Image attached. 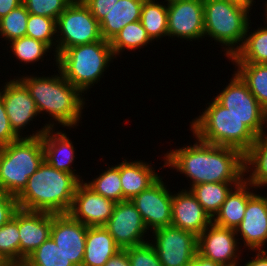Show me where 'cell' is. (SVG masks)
I'll list each match as a JSON object with an SVG mask.
<instances>
[{
    "instance_id": "cell-50",
    "label": "cell",
    "mask_w": 267,
    "mask_h": 266,
    "mask_svg": "<svg viewBox=\"0 0 267 266\" xmlns=\"http://www.w3.org/2000/svg\"><path fill=\"white\" fill-rule=\"evenodd\" d=\"M265 5H266V8H265V12H266V13H265V14H266V16H265V17H266V21H265V22H267V2H266V4H265ZM265 24H267V23H265Z\"/></svg>"
},
{
    "instance_id": "cell-32",
    "label": "cell",
    "mask_w": 267,
    "mask_h": 266,
    "mask_svg": "<svg viewBox=\"0 0 267 266\" xmlns=\"http://www.w3.org/2000/svg\"><path fill=\"white\" fill-rule=\"evenodd\" d=\"M85 183L95 192L115 203L124 201L120 164L108 167L99 177Z\"/></svg>"
},
{
    "instance_id": "cell-43",
    "label": "cell",
    "mask_w": 267,
    "mask_h": 266,
    "mask_svg": "<svg viewBox=\"0 0 267 266\" xmlns=\"http://www.w3.org/2000/svg\"><path fill=\"white\" fill-rule=\"evenodd\" d=\"M104 266H130L127 252L125 250L118 251Z\"/></svg>"
},
{
    "instance_id": "cell-11",
    "label": "cell",
    "mask_w": 267,
    "mask_h": 266,
    "mask_svg": "<svg viewBox=\"0 0 267 266\" xmlns=\"http://www.w3.org/2000/svg\"><path fill=\"white\" fill-rule=\"evenodd\" d=\"M168 190L162 177H159L152 185L131 200L148 230L154 231L171 226L173 195Z\"/></svg>"
},
{
    "instance_id": "cell-38",
    "label": "cell",
    "mask_w": 267,
    "mask_h": 266,
    "mask_svg": "<svg viewBox=\"0 0 267 266\" xmlns=\"http://www.w3.org/2000/svg\"><path fill=\"white\" fill-rule=\"evenodd\" d=\"M74 0H22L29 14L53 18L57 21L60 14Z\"/></svg>"
},
{
    "instance_id": "cell-3",
    "label": "cell",
    "mask_w": 267,
    "mask_h": 266,
    "mask_svg": "<svg viewBox=\"0 0 267 266\" xmlns=\"http://www.w3.org/2000/svg\"><path fill=\"white\" fill-rule=\"evenodd\" d=\"M51 77L22 76L18 78L35 101L38 113L49 114L63 127L78 126L85 101L82 92L63 77L58 70Z\"/></svg>"
},
{
    "instance_id": "cell-30",
    "label": "cell",
    "mask_w": 267,
    "mask_h": 266,
    "mask_svg": "<svg viewBox=\"0 0 267 266\" xmlns=\"http://www.w3.org/2000/svg\"><path fill=\"white\" fill-rule=\"evenodd\" d=\"M140 22L152 41L168 36L167 3L165 6L157 0H144Z\"/></svg>"
},
{
    "instance_id": "cell-5",
    "label": "cell",
    "mask_w": 267,
    "mask_h": 266,
    "mask_svg": "<svg viewBox=\"0 0 267 266\" xmlns=\"http://www.w3.org/2000/svg\"><path fill=\"white\" fill-rule=\"evenodd\" d=\"M205 111L192 120L193 136L203 142L239 149L243 154L251 147L256 135L229 109L215 99Z\"/></svg>"
},
{
    "instance_id": "cell-36",
    "label": "cell",
    "mask_w": 267,
    "mask_h": 266,
    "mask_svg": "<svg viewBox=\"0 0 267 266\" xmlns=\"http://www.w3.org/2000/svg\"><path fill=\"white\" fill-rule=\"evenodd\" d=\"M57 34L56 20L40 15L29 14L27 20L26 36L35 40L46 43L50 48L55 46V58L56 57V44L53 40ZM55 35V36H54Z\"/></svg>"
},
{
    "instance_id": "cell-23",
    "label": "cell",
    "mask_w": 267,
    "mask_h": 266,
    "mask_svg": "<svg viewBox=\"0 0 267 266\" xmlns=\"http://www.w3.org/2000/svg\"><path fill=\"white\" fill-rule=\"evenodd\" d=\"M250 188L255 187L249 185L245 180L235 186L227 195L220 210L212 218V222L218 226L235 230L243 220L248 198L253 193Z\"/></svg>"
},
{
    "instance_id": "cell-4",
    "label": "cell",
    "mask_w": 267,
    "mask_h": 266,
    "mask_svg": "<svg viewBox=\"0 0 267 266\" xmlns=\"http://www.w3.org/2000/svg\"><path fill=\"white\" fill-rule=\"evenodd\" d=\"M53 126L47 123L35 134L0 147V191L17 197L24 190L29 177L44 161L41 135Z\"/></svg>"
},
{
    "instance_id": "cell-15",
    "label": "cell",
    "mask_w": 267,
    "mask_h": 266,
    "mask_svg": "<svg viewBox=\"0 0 267 266\" xmlns=\"http://www.w3.org/2000/svg\"><path fill=\"white\" fill-rule=\"evenodd\" d=\"M83 182L77 186L68 214L87 227L104 226L111 217L116 203L101 196Z\"/></svg>"
},
{
    "instance_id": "cell-2",
    "label": "cell",
    "mask_w": 267,
    "mask_h": 266,
    "mask_svg": "<svg viewBox=\"0 0 267 266\" xmlns=\"http://www.w3.org/2000/svg\"><path fill=\"white\" fill-rule=\"evenodd\" d=\"M81 181L74 174L57 170L43 161L16 197L18 206L28 211L68 214Z\"/></svg>"
},
{
    "instance_id": "cell-18",
    "label": "cell",
    "mask_w": 267,
    "mask_h": 266,
    "mask_svg": "<svg viewBox=\"0 0 267 266\" xmlns=\"http://www.w3.org/2000/svg\"><path fill=\"white\" fill-rule=\"evenodd\" d=\"M238 233L248 249L262 250L267 242V196L254 193L249 196L243 220L235 229V234Z\"/></svg>"
},
{
    "instance_id": "cell-28",
    "label": "cell",
    "mask_w": 267,
    "mask_h": 266,
    "mask_svg": "<svg viewBox=\"0 0 267 266\" xmlns=\"http://www.w3.org/2000/svg\"><path fill=\"white\" fill-rule=\"evenodd\" d=\"M239 184L240 183H201L189 189L207 214L213 218L220 210L221 205L226 200L232 188Z\"/></svg>"
},
{
    "instance_id": "cell-39",
    "label": "cell",
    "mask_w": 267,
    "mask_h": 266,
    "mask_svg": "<svg viewBox=\"0 0 267 266\" xmlns=\"http://www.w3.org/2000/svg\"><path fill=\"white\" fill-rule=\"evenodd\" d=\"M124 250L128 254L130 266H162L150 242Z\"/></svg>"
},
{
    "instance_id": "cell-17",
    "label": "cell",
    "mask_w": 267,
    "mask_h": 266,
    "mask_svg": "<svg viewBox=\"0 0 267 266\" xmlns=\"http://www.w3.org/2000/svg\"><path fill=\"white\" fill-rule=\"evenodd\" d=\"M5 84L2 88L4 90L0 91V96L12 130L19 138H22L21 129L24 130L23 128L30 124L29 122L33 121L39 113L28 89L19 79L10 80Z\"/></svg>"
},
{
    "instance_id": "cell-27",
    "label": "cell",
    "mask_w": 267,
    "mask_h": 266,
    "mask_svg": "<svg viewBox=\"0 0 267 266\" xmlns=\"http://www.w3.org/2000/svg\"><path fill=\"white\" fill-rule=\"evenodd\" d=\"M249 29L250 27L248 26L242 47L235 53V55L231 56L229 60H231L233 64H267V26L259 27L253 33L251 32V34Z\"/></svg>"
},
{
    "instance_id": "cell-26",
    "label": "cell",
    "mask_w": 267,
    "mask_h": 266,
    "mask_svg": "<svg viewBox=\"0 0 267 266\" xmlns=\"http://www.w3.org/2000/svg\"><path fill=\"white\" fill-rule=\"evenodd\" d=\"M266 130L256 136L251 147L244 153V173L250 172L244 179L249 185L267 186V135ZM252 166V168H251ZM250 169V170H249ZM252 171V172H251Z\"/></svg>"
},
{
    "instance_id": "cell-44",
    "label": "cell",
    "mask_w": 267,
    "mask_h": 266,
    "mask_svg": "<svg viewBox=\"0 0 267 266\" xmlns=\"http://www.w3.org/2000/svg\"><path fill=\"white\" fill-rule=\"evenodd\" d=\"M186 266H222V265L196 252L193 259L189 261Z\"/></svg>"
},
{
    "instance_id": "cell-40",
    "label": "cell",
    "mask_w": 267,
    "mask_h": 266,
    "mask_svg": "<svg viewBox=\"0 0 267 266\" xmlns=\"http://www.w3.org/2000/svg\"><path fill=\"white\" fill-rule=\"evenodd\" d=\"M18 209L16 197L0 191V227L9 222Z\"/></svg>"
},
{
    "instance_id": "cell-34",
    "label": "cell",
    "mask_w": 267,
    "mask_h": 266,
    "mask_svg": "<svg viewBox=\"0 0 267 266\" xmlns=\"http://www.w3.org/2000/svg\"><path fill=\"white\" fill-rule=\"evenodd\" d=\"M19 209L0 227V255L7 261H19Z\"/></svg>"
},
{
    "instance_id": "cell-31",
    "label": "cell",
    "mask_w": 267,
    "mask_h": 266,
    "mask_svg": "<svg viewBox=\"0 0 267 266\" xmlns=\"http://www.w3.org/2000/svg\"><path fill=\"white\" fill-rule=\"evenodd\" d=\"M152 42L140 20L129 23L110 41L114 56L127 50H136Z\"/></svg>"
},
{
    "instance_id": "cell-47",
    "label": "cell",
    "mask_w": 267,
    "mask_h": 266,
    "mask_svg": "<svg viewBox=\"0 0 267 266\" xmlns=\"http://www.w3.org/2000/svg\"><path fill=\"white\" fill-rule=\"evenodd\" d=\"M228 1H230L233 5H236L238 7L247 10L248 12L252 9L251 6L255 2L254 0H228Z\"/></svg>"
},
{
    "instance_id": "cell-41",
    "label": "cell",
    "mask_w": 267,
    "mask_h": 266,
    "mask_svg": "<svg viewBox=\"0 0 267 266\" xmlns=\"http://www.w3.org/2000/svg\"><path fill=\"white\" fill-rule=\"evenodd\" d=\"M19 137L14 133L6 113L4 102L0 96V147L18 140Z\"/></svg>"
},
{
    "instance_id": "cell-8",
    "label": "cell",
    "mask_w": 267,
    "mask_h": 266,
    "mask_svg": "<svg viewBox=\"0 0 267 266\" xmlns=\"http://www.w3.org/2000/svg\"><path fill=\"white\" fill-rule=\"evenodd\" d=\"M56 30V57L68 48L103 40L100 23L82 0H74L60 14Z\"/></svg>"
},
{
    "instance_id": "cell-12",
    "label": "cell",
    "mask_w": 267,
    "mask_h": 266,
    "mask_svg": "<svg viewBox=\"0 0 267 266\" xmlns=\"http://www.w3.org/2000/svg\"><path fill=\"white\" fill-rule=\"evenodd\" d=\"M104 227L121 250L148 243L144 240L148 229L130 200L115 204L113 213Z\"/></svg>"
},
{
    "instance_id": "cell-29",
    "label": "cell",
    "mask_w": 267,
    "mask_h": 266,
    "mask_svg": "<svg viewBox=\"0 0 267 266\" xmlns=\"http://www.w3.org/2000/svg\"><path fill=\"white\" fill-rule=\"evenodd\" d=\"M235 71L259 104L267 111V64L235 63Z\"/></svg>"
},
{
    "instance_id": "cell-21",
    "label": "cell",
    "mask_w": 267,
    "mask_h": 266,
    "mask_svg": "<svg viewBox=\"0 0 267 266\" xmlns=\"http://www.w3.org/2000/svg\"><path fill=\"white\" fill-rule=\"evenodd\" d=\"M53 129L47 128L41 135L44 161L57 170L74 174L80 180V175H77L74 172L76 170H72L71 167L75 158L73 143L67 137L66 133L60 131L55 132Z\"/></svg>"
},
{
    "instance_id": "cell-42",
    "label": "cell",
    "mask_w": 267,
    "mask_h": 266,
    "mask_svg": "<svg viewBox=\"0 0 267 266\" xmlns=\"http://www.w3.org/2000/svg\"><path fill=\"white\" fill-rule=\"evenodd\" d=\"M100 23L118 0H82Z\"/></svg>"
},
{
    "instance_id": "cell-7",
    "label": "cell",
    "mask_w": 267,
    "mask_h": 266,
    "mask_svg": "<svg viewBox=\"0 0 267 266\" xmlns=\"http://www.w3.org/2000/svg\"><path fill=\"white\" fill-rule=\"evenodd\" d=\"M203 9L204 38L209 35L222 46H227L224 51L229 59L244 43L251 21L249 12L228 0H203Z\"/></svg>"
},
{
    "instance_id": "cell-33",
    "label": "cell",
    "mask_w": 267,
    "mask_h": 266,
    "mask_svg": "<svg viewBox=\"0 0 267 266\" xmlns=\"http://www.w3.org/2000/svg\"><path fill=\"white\" fill-rule=\"evenodd\" d=\"M25 261L30 266H75L49 237Z\"/></svg>"
},
{
    "instance_id": "cell-13",
    "label": "cell",
    "mask_w": 267,
    "mask_h": 266,
    "mask_svg": "<svg viewBox=\"0 0 267 266\" xmlns=\"http://www.w3.org/2000/svg\"><path fill=\"white\" fill-rule=\"evenodd\" d=\"M169 37L190 40L204 38L203 0H174L167 4Z\"/></svg>"
},
{
    "instance_id": "cell-19",
    "label": "cell",
    "mask_w": 267,
    "mask_h": 266,
    "mask_svg": "<svg viewBox=\"0 0 267 266\" xmlns=\"http://www.w3.org/2000/svg\"><path fill=\"white\" fill-rule=\"evenodd\" d=\"M52 213L19 208V261L25 260L50 237Z\"/></svg>"
},
{
    "instance_id": "cell-6",
    "label": "cell",
    "mask_w": 267,
    "mask_h": 266,
    "mask_svg": "<svg viewBox=\"0 0 267 266\" xmlns=\"http://www.w3.org/2000/svg\"><path fill=\"white\" fill-rule=\"evenodd\" d=\"M114 58L110 42L103 39L68 48L55 61L63 77L84 93L100 81Z\"/></svg>"
},
{
    "instance_id": "cell-1",
    "label": "cell",
    "mask_w": 267,
    "mask_h": 266,
    "mask_svg": "<svg viewBox=\"0 0 267 266\" xmlns=\"http://www.w3.org/2000/svg\"><path fill=\"white\" fill-rule=\"evenodd\" d=\"M164 156V166L189 177L191 186L241 183L247 175L244 173V154L239 149L213 145L198 138L194 145L170 150Z\"/></svg>"
},
{
    "instance_id": "cell-9",
    "label": "cell",
    "mask_w": 267,
    "mask_h": 266,
    "mask_svg": "<svg viewBox=\"0 0 267 266\" xmlns=\"http://www.w3.org/2000/svg\"><path fill=\"white\" fill-rule=\"evenodd\" d=\"M230 83L214 99L239 118L256 136L265 131L267 111L259 104L245 82L234 72Z\"/></svg>"
},
{
    "instance_id": "cell-16",
    "label": "cell",
    "mask_w": 267,
    "mask_h": 266,
    "mask_svg": "<svg viewBox=\"0 0 267 266\" xmlns=\"http://www.w3.org/2000/svg\"><path fill=\"white\" fill-rule=\"evenodd\" d=\"M86 233L87 226L69 214L52 213L50 237L75 266H82Z\"/></svg>"
},
{
    "instance_id": "cell-35",
    "label": "cell",
    "mask_w": 267,
    "mask_h": 266,
    "mask_svg": "<svg viewBox=\"0 0 267 266\" xmlns=\"http://www.w3.org/2000/svg\"><path fill=\"white\" fill-rule=\"evenodd\" d=\"M29 13L23 4L0 19V35L12 41L26 36Z\"/></svg>"
},
{
    "instance_id": "cell-24",
    "label": "cell",
    "mask_w": 267,
    "mask_h": 266,
    "mask_svg": "<svg viewBox=\"0 0 267 266\" xmlns=\"http://www.w3.org/2000/svg\"><path fill=\"white\" fill-rule=\"evenodd\" d=\"M120 250L104 226L87 227L82 266H104Z\"/></svg>"
},
{
    "instance_id": "cell-14",
    "label": "cell",
    "mask_w": 267,
    "mask_h": 266,
    "mask_svg": "<svg viewBox=\"0 0 267 266\" xmlns=\"http://www.w3.org/2000/svg\"><path fill=\"white\" fill-rule=\"evenodd\" d=\"M236 236L234 229L221 227L212 222L197 236V252L222 266H239L240 251Z\"/></svg>"
},
{
    "instance_id": "cell-37",
    "label": "cell",
    "mask_w": 267,
    "mask_h": 266,
    "mask_svg": "<svg viewBox=\"0 0 267 266\" xmlns=\"http://www.w3.org/2000/svg\"><path fill=\"white\" fill-rule=\"evenodd\" d=\"M10 44L16 58L25 63L38 62L50 50L46 43L27 36L12 40Z\"/></svg>"
},
{
    "instance_id": "cell-46",
    "label": "cell",
    "mask_w": 267,
    "mask_h": 266,
    "mask_svg": "<svg viewBox=\"0 0 267 266\" xmlns=\"http://www.w3.org/2000/svg\"><path fill=\"white\" fill-rule=\"evenodd\" d=\"M244 266H267V252L264 249L258 250L256 257L246 262Z\"/></svg>"
},
{
    "instance_id": "cell-45",
    "label": "cell",
    "mask_w": 267,
    "mask_h": 266,
    "mask_svg": "<svg viewBox=\"0 0 267 266\" xmlns=\"http://www.w3.org/2000/svg\"><path fill=\"white\" fill-rule=\"evenodd\" d=\"M22 4V0H0V19Z\"/></svg>"
},
{
    "instance_id": "cell-20",
    "label": "cell",
    "mask_w": 267,
    "mask_h": 266,
    "mask_svg": "<svg viewBox=\"0 0 267 266\" xmlns=\"http://www.w3.org/2000/svg\"><path fill=\"white\" fill-rule=\"evenodd\" d=\"M212 218L203 209L190 190H181L172 197L171 226L200 235L210 224Z\"/></svg>"
},
{
    "instance_id": "cell-49",
    "label": "cell",
    "mask_w": 267,
    "mask_h": 266,
    "mask_svg": "<svg viewBox=\"0 0 267 266\" xmlns=\"http://www.w3.org/2000/svg\"><path fill=\"white\" fill-rule=\"evenodd\" d=\"M8 261L0 255V266H4Z\"/></svg>"
},
{
    "instance_id": "cell-10",
    "label": "cell",
    "mask_w": 267,
    "mask_h": 266,
    "mask_svg": "<svg viewBox=\"0 0 267 266\" xmlns=\"http://www.w3.org/2000/svg\"><path fill=\"white\" fill-rule=\"evenodd\" d=\"M155 248L162 266H186L197 252V236L174 226L154 230Z\"/></svg>"
},
{
    "instance_id": "cell-25",
    "label": "cell",
    "mask_w": 267,
    "mask_h": 266,
    "mask_svg": "<svg viewBox=\"0 0 267 266\" xmlns=\"http://www.w3.org/2000/svg\"><path fill=\"white\" fill-rule=\"evenodd\" d=\"M144 0H118L100 22L102 38L111 41L129 23L140 20Z\"/></svg>"
},
{
    "instance_id": "cell-48",
    "label": "cell",
    "mask_w": 267,
    "mask_h": 266,
    "mask_svg": "<svg viewBox=\"0 0 267 266\" xmlns=\"http://www.w3.org/2000/svg\"><path fill=\"white\" fill-rule=\"evenodd\" d=\"M4 266H30L25 260L23 261H8Z\"/></svg>"
},
{
    "instance_id": "cell-22",
    "label": "cell",
    "mask_w": 267,
    "mask_h": 266,
    "mask_svg": "<svg viewBox=\"0 0 267 266\" xmlns=\"http://www.w3.org/2000/svg\"><path fill=\"white\" fill-rule=\"evenodd\" d=\"M148 163L140 161L130 162L124 159L120 163V178L123 190L124 201L132 200L143 190L152 185L158 178Z\"/></svg>"
}]
</instances>
